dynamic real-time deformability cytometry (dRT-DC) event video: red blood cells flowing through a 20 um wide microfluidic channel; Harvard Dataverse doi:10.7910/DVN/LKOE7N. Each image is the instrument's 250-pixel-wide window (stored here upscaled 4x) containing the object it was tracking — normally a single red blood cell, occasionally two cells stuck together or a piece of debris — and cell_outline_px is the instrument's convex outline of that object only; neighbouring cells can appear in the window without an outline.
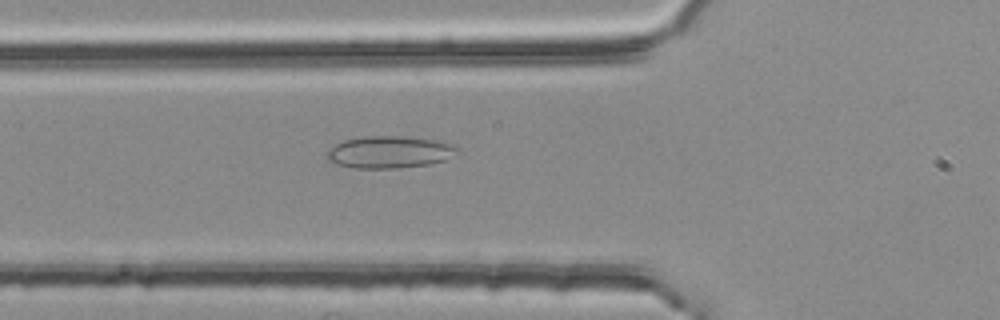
{"species": "common noctule bat (a hibernating species)", "species_latin": "Nyctalus noctula", "temperature_condition": "room temperature", "stored_images_in_passage": 40, "camera_frame_rate_fps": 3000, "um_per_image_px": 0.085, "animal": {"sex": "female", "body_mass_g": 25.1}, "frame": {"image": 1, "passage_image": 5, "time_ms": 1.333, "image_size_px": [1000, 320], "cell_outline_px": [[460, 152], [444, 160], [428, 164], [396, 168], [352, 168], [336, 164], [328, 160], [324, 152], [328, 148], [344, 140], [364, 136], [400, 136], [436, 140], [456, 144], [460, 148]], "centroid_in_image_um": [33.1, 12.92], "position_along_channel_um": 92.7, "area_um2": 24.68}}
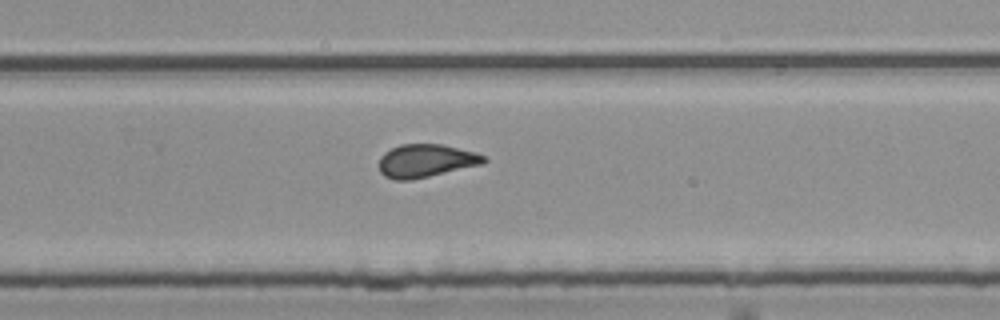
{"frame": {"image": 2, "passage_image": 21, "time_ms": 6.667, "image_size_px": [1000, 320], "cell_outline_px": [[488, 160], [484, 164], [412, 180], [396, 180], [384, 176], [380, 172], [380, 156], [384, 152], [400, 144], [444, 144], [476, 152], [484, 156]], "centroid_in_image_um": [36.23, 13.66], "position_along_channel_um": 293.6, "area_um2": 20.4}}
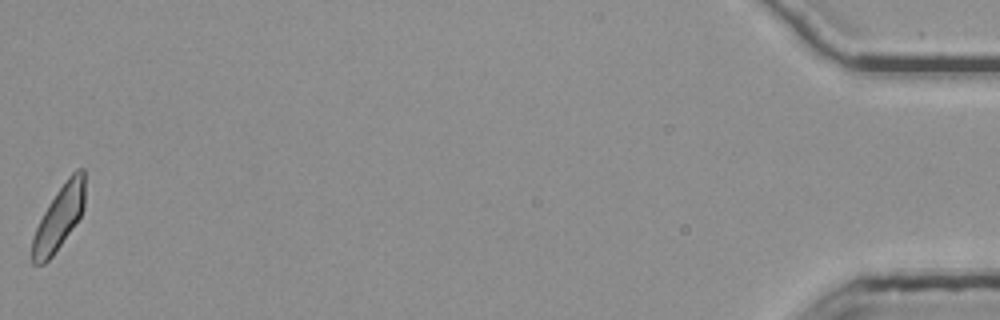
{"frame": {"image": 3, "passage_image": 40, "time_ms": 13.0, "image_size_px": [1000, 320], "cell_outline_px": [[84, 208], [80, 216], [52, 256], [44, 264], [32, 264], [32, 236], [48, 204], [56, 192], [68, 176], [76, 168], [84, 168]], "centroid_in_image_um": [5.01, 18.48], "position_along_channel_um": 430.2, "area_um2": 19.31}, "authors_computed_cell_mechanics": {"area_um2": 20.2589, "velocity_mm_per_s": 3.7688, "shape_relaxation_time_tau1_ms": null, "shape_relaxation_time_tau2_ms": 1.3895, "deformation_change_tau1": null, "deformation_change_tau2": 0.0899}}